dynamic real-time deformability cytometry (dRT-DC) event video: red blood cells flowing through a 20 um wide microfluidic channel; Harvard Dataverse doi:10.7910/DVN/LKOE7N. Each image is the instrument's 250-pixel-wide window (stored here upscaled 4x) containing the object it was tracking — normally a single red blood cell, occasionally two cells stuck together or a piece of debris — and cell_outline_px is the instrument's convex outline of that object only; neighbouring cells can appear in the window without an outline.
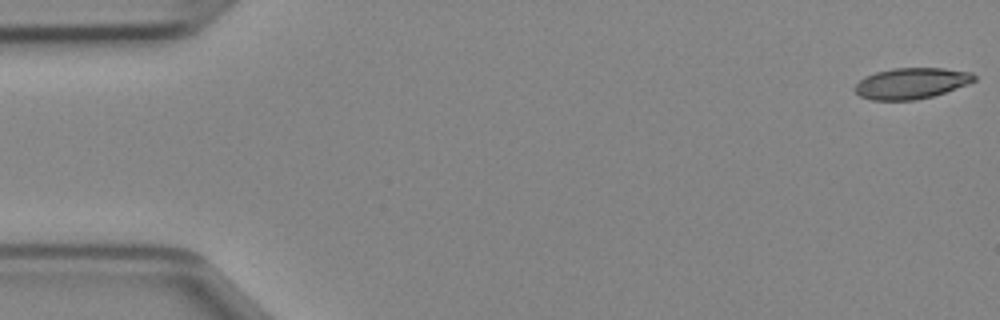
{"species": "Egyptian fruit bat (a non-hibernating species)", "species_latin": "Rousettus aegyptiacus", "temperature_condition": "cold", "stored_images_in_passage": 47, "camera_frame_rate_fps": 3000, "um_per_image_px": 0.085, "animal": {"sex": "female"}, "frame": {"image": 1, "passage_image": 1, "time_ms": 0.0, "image_size_px": [1000, 320], "cell_outline_px": [[976, 80], [968, 84], [932, 96], [916, 100], [872, 100], [860, 96], [852, 88], [864, 76], [876, 72], [892, 68], [944, 68], [972, 72], [976, 76]], "centroid_in_image_um": [77.45, 7.07], "position_along_channel_um": 7.5, "area_um2": 21.62}}
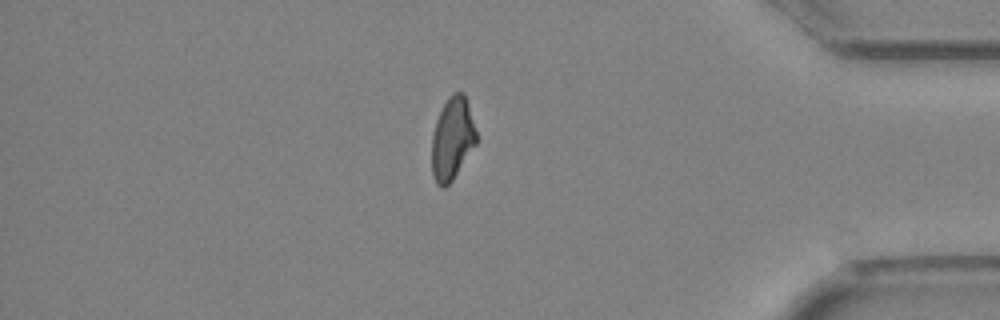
{"frame": {"image": 2, "passage_image": 40, "time_ms": 13.0, "image_size_px": [1000, 320], "cell_outline_px": [[476, 144], [452, 180], [444, 188], [440, 188], [436, 184], [432, 172], [432, 132], [436, 120], [448, 96], [452, 92], [464, 92], [468, 104], [476, 132]], "centroid_in_image_um": [38.43, 11.78], "position_along_channel_um": 396.8, "area_um2": 21.33}}
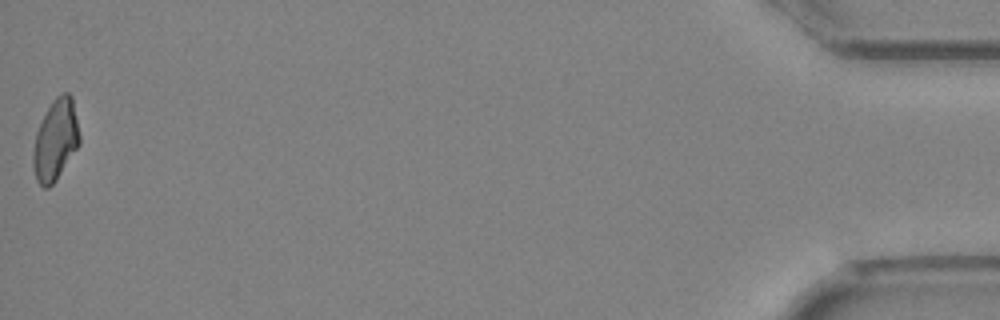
{"frame": {"image": 3, "passage_image": 47, "time_ms": 15.333, "image_size_px": [1000, 320], "cell_outline_px": [[80, 144], [56, 180], [48, 188], [44, 188], [36, 180], [32, 164], [32, 156], [36, 132], [52, 100], [56, 96], [64, 92], [68, 92], [72, 96], [80, 136]], "centroid_in_image_um": [4.72, 11.91], "position_along_channel_um": 430.5, "area_um2": 21.85}}